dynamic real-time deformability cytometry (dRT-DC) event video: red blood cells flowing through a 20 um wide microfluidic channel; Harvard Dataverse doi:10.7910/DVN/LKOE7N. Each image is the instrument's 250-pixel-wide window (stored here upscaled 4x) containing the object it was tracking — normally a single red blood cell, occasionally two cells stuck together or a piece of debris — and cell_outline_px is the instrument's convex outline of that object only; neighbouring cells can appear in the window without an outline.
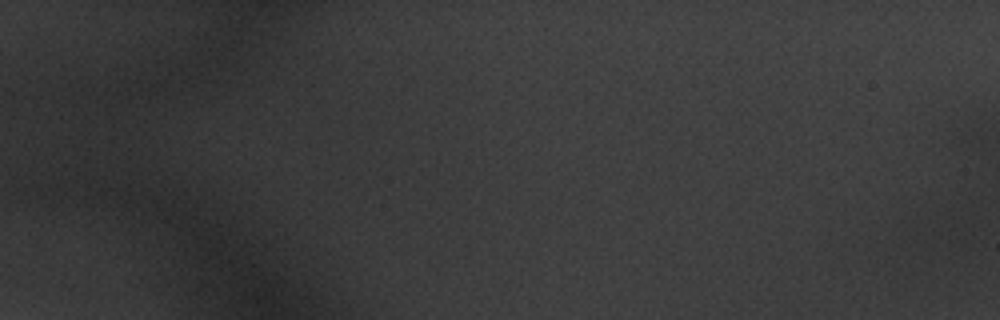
{"species": "common noctule bat (a hibernating species)", "species_latin": "Nyctalus noctula", "temperature_condition": "warm", "stored_images_in_passage": 1, "camera_frame_rate_fps": 3000, "um_per_image_px": 0.085, "animal": {"sex": "male", "body_mass_g": 20.1, "forearm_length_mm": 53.5}, "frame": {"image": 1, "passage_image": 1, "time_ms": 0.0, "image_size_px": [1000, 320], "cell_outline_px": [[980, 196], [972, 224], [960, 232], [940, 236], [924, 236], [912, 224], [968, 192], [980, 192]], "centroid_in_image_um": [80.77, 18.43], "position_along_channel_um": 4.2, "area_um2": 12.14}}